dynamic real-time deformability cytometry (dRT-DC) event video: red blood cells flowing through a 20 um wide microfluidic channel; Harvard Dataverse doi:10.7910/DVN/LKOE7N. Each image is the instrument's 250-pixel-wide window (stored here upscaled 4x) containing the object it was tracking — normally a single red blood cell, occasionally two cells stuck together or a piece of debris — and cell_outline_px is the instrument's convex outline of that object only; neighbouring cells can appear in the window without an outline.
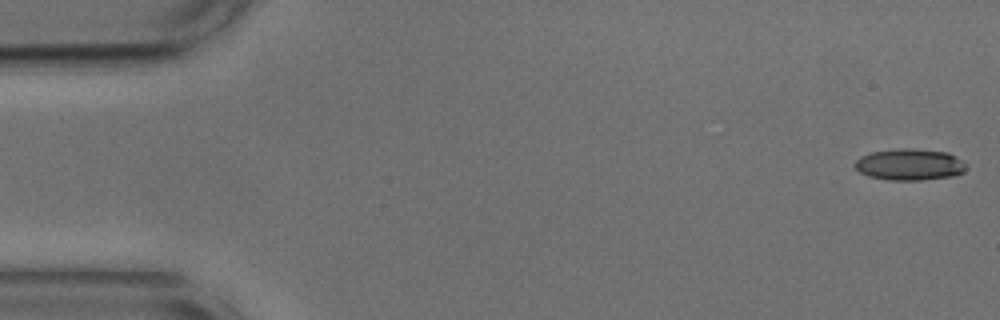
{"species": "common noctule bat (a hibernating species)", "species_latin": "Nyctalus noctula", "temperature_condition": "cold", "stored_images_in_passage": 54, "camera_frame_rate_fps": 3000, "um_per_image_px": 0.085, "animal": {"sex": "male", "body_mass_g": 17.9, "forearm_length_mm": 54.2}, "frame": {"image": 1, "passage_image": 1, "time_ms": 0.0, "image_size_px": [1000, 320], "cell_outline_px": [[964, 172], [956, 176], [924, 180], [888, 180], [868, 176], [860, 172], [852, 164], [860, 156], [872, 152], [896, 148], [912, 148], [948, 152], [964, 160]], "centroid_in_image_um": [77.32, 13.98], "position_along_channel_um": 7.7, "area_um2": 20.75}}
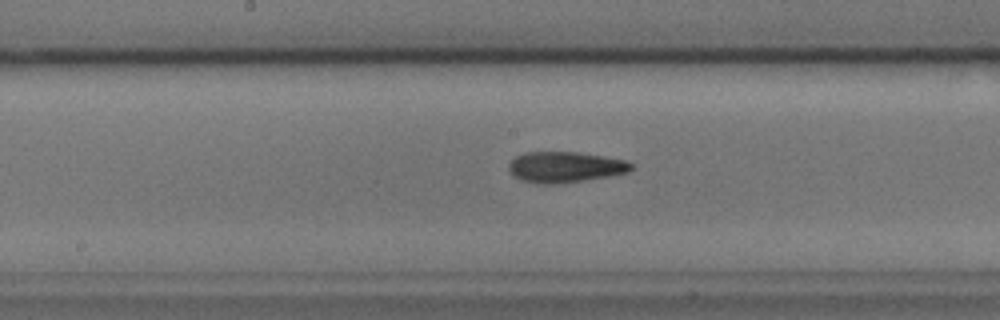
{"frame": {"image": 2, "passage_image": 27, "time_ms": 8.667, "image_size_px": [1000, 320], "cell_outline_px": [[632, 168], [628, 172], [608, 176], [560, 184], [540, 184], [520, 180], [512, 176], [508, 172], [508, 164], [516, 156], [524, 152], [576, 152], [604, 156], [624, 160], [632, 164]], "centroid_in_image_um": [47.96, 14.21], "position_along_channel_um": 200.2, "area_um2": 22.08}}
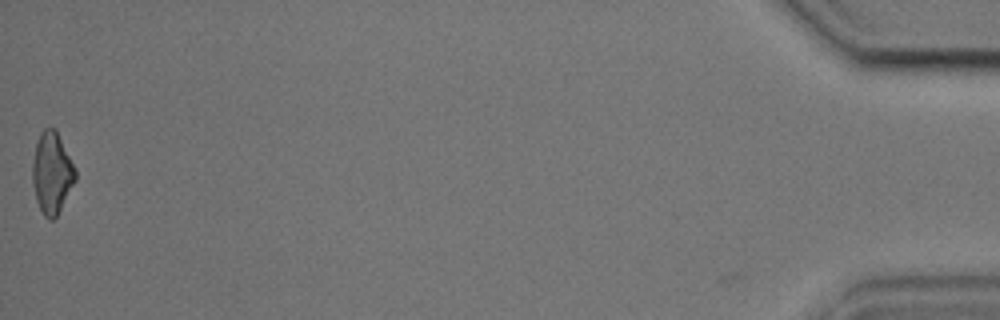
{"frame": {"image": 3, "passage_image": 54, "time_ms": 17.667, "image_size_px": [1000, 320], "cell_outline_px": [[76, 180], [56, 216], [52, 220], [48, 220], [44, 216], [36, 200], [32, 184], [32, 164], [36, 140], [40, 132], [44, 128], [56, 128], [76, 168]], "centroid_in_image_um": [4.4, 14.66], "position_along_channel_um": 430.8, "area_um2": 20.58}, "authors_computed_cell_mechanics": {"area_um2": 21.2126, "velocity_mm_per_s": 3.6679, "shape_relaxation_time_tau1_ms": null, "shape_relaxation_time_tau2_ms": 4.2597, "deformation_change_tau1": null, "deformation_change_tau2": 0.1215}}